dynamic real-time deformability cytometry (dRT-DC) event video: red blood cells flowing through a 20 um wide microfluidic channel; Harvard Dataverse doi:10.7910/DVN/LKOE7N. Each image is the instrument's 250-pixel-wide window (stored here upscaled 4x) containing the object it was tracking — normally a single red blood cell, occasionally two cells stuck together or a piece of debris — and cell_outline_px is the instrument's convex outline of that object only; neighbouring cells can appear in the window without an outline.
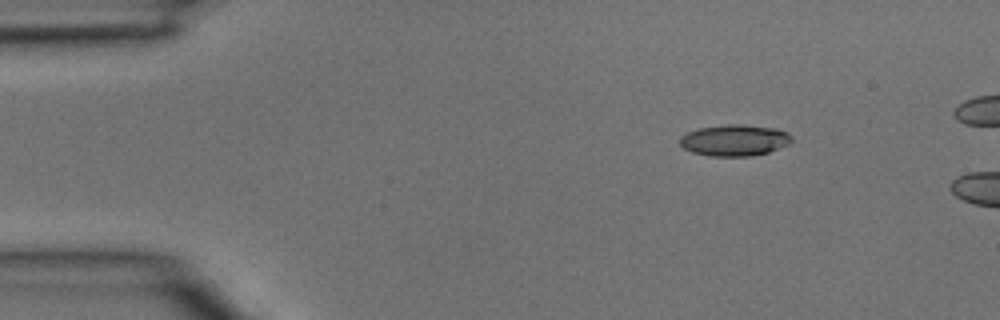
{"species": "common noctule bat (a hibernating species)", "species_latin": "Nyctalus noctula", "temperature_condition": "room temperature", "stored_images_in_passage": 3, "camera_frame_rate_fps": 3000, "um_per_image_px": 0.085, "animal": {"sex": "male", "body_mass_g": 15.6}, "frame": {"image": 1, "passage_image": 1, "time_ms": 0.0, "image_size_px": [1000, 320], "cell_outline_px": [[792, 140], [788, 144], [768, 152], [752, 156], [708, 156], [692, 152], [684, 148], [680, 144], [680, 136], [688, 132], [700, 128], [728, 124], [744, 124], [776, 128], [788, 132], [792, 136]], "centroid_in_image_um": [62.45, 11.92], "position_along_channel_um": 22.6, "area_um2": 20.46}}